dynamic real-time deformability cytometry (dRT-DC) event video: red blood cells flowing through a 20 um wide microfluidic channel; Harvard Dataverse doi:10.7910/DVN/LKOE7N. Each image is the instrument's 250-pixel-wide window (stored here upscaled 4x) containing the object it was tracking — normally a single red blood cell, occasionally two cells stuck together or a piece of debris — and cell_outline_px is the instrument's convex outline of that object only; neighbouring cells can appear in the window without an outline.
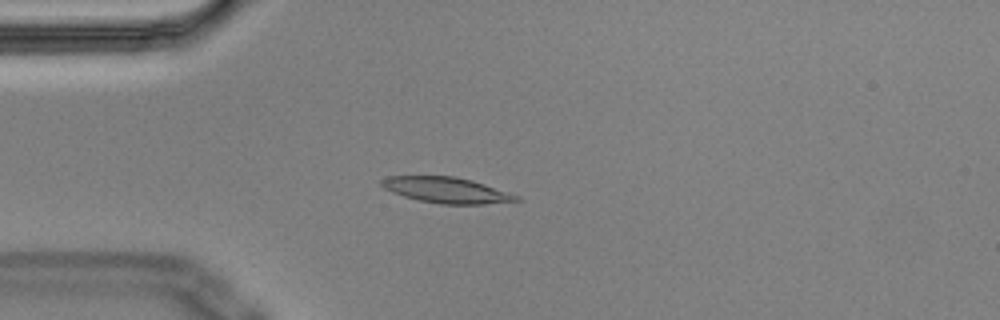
{"species": "Egyptian fruit bat (a non-hibernating species)", "species_latin": "Rousettus aegyptiacus", "temperature_condition": "cold", "stored_images_in_passage": 4, "camera_frame_rate_fps": 3000, "um_per_image_px": 0.085, "animal": {"sex": "male"}, "frame": {"image": 1, "passage_image": 4, "time_ms": 1.0, "image_size_px": [1000, 320], "cell_outline_px": [[524, 200], [484, 204], [440, 204], [420, 200], [404, 196], [392, 192], [384, 188], [380, 184], [380, 180], [388, 176], [456, 176], [472, 180], [520, 196]], "centroid_in_image_um": [37.97, 16.16], "position_along_channel_um": 47.0, "area_um2": 20.23}}